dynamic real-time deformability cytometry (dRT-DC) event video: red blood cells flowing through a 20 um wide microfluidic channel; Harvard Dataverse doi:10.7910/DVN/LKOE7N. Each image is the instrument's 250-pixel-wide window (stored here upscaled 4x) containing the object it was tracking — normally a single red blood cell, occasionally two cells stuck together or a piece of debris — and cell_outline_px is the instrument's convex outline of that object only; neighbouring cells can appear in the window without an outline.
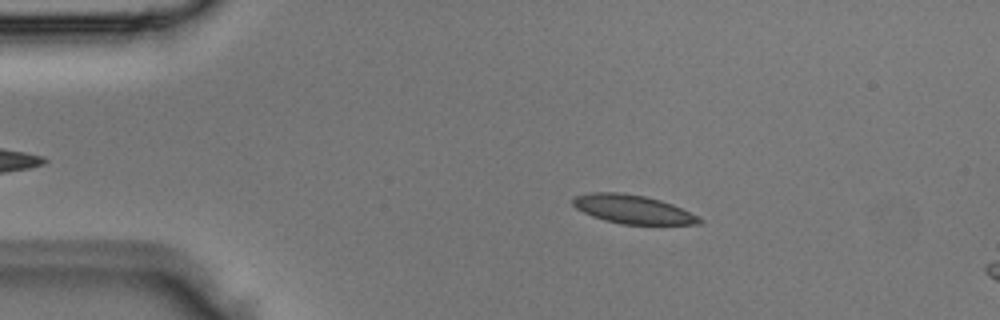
{"species": "Egyptian fruit bat (a non-hibernating species)", "species_latin": "Rousettus aegyptiacus", "temperature_condition": "room temperature", "stored_images_in_passage": 4, "segment_of_instrument_passage": [1, 2], "camera_frame_rate_fps": 3000, "um_per_image_px": 0.085, "animal": {"sex": "male"}, "frame": {"image": 1, "passage_image": 2, "time_ms": 0.333, "image_size_px": [1000, 320], "cell_outline_px": [[704, 220], [700, 224], [620, 224], [604, 220], [592, 216], [576, 208], [572, 204], [572, 200], [576, 196], [592, 192], [620, 192], [644, 196], [660, 200], [672, 204]], "centroid_in_image_um": [53.75, 17.79], "position_along_channel_um": 31.2, "area_um2": 20.87}}